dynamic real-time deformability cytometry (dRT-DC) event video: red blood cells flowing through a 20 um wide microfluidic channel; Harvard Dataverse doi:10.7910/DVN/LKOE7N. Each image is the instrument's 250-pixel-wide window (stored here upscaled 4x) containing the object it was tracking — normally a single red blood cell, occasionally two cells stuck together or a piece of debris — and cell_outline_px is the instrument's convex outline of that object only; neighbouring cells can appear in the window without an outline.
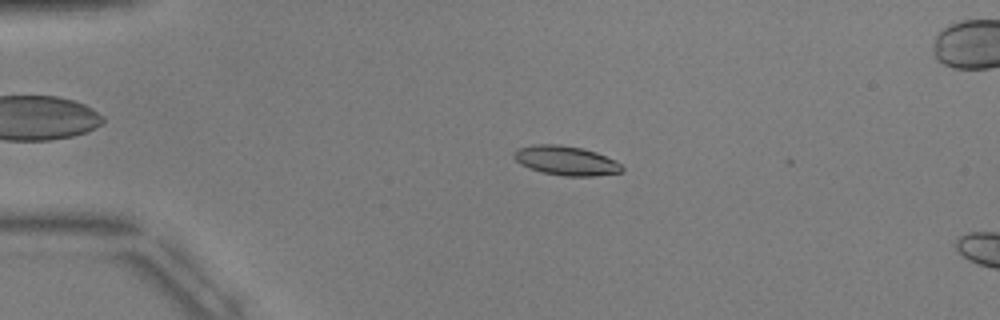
{"species": "common noctule bat (a hibernating species)", "species_latin": "Nyctalus noctula", "temperature_condition": "warm", "stored_images_in_passage": 5, "camera_frame_rate_fps": 3000, "um_per_image_px": 0.085, "animal": {"sex": "male", "body_mass_g": 17.9, "forearm_length_mm": 54.2}, "frame": {"image": 1, "passage_image": 3, "time_ms": 2.333, "image_size_px": [1000, 320], "cell_outline_px": [[624, 172], [596, 176], [564, 176], [540, 172], [528, 168], [520, 164], [512, 156], [512, 152], [516, 148], [532, 144], [556, 144], [580, 148], [596, 152], [620, 164], [624, 168]], "centroid_in_image_um": [48.05, 13.66], "position_along_channel_um": 37.0, "area_um2": 18.61}}